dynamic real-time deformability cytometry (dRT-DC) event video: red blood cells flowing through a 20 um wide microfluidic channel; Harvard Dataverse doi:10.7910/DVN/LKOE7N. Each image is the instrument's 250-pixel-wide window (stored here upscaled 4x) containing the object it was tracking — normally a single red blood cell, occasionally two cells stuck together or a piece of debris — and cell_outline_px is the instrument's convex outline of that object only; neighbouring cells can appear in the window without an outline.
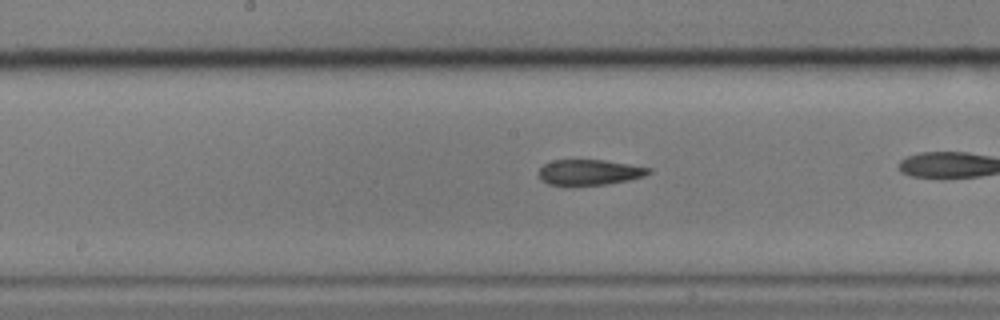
{"species": "common noctule bat (a hibernating species)", "species_latin": "Nyctalus noctula", "temperature_condition": "cold", "stored_images_in_passage": 38, "camera_frame_rate_fps": 3000, "um_per_image_px": 0.085, "animal": {"sex": "male", "body_mass_g": 17.9}, "frame": {"image": 1, "passage_image": 22, "time_ms": 7.0, "image_size_px": [1000, 320], "cell_outline_px": [[652, 172], [644, 176], [628, 180], [608, 184], [568, 188], [548, 184], [540, 180], [540, 168], [544, 164], [552, 160], [604, 160], [652, 168]], "centroid_in_image_um": [50.06, 14.68], "position_along_channel_um": 198.1, "area_um2": 16.94}}